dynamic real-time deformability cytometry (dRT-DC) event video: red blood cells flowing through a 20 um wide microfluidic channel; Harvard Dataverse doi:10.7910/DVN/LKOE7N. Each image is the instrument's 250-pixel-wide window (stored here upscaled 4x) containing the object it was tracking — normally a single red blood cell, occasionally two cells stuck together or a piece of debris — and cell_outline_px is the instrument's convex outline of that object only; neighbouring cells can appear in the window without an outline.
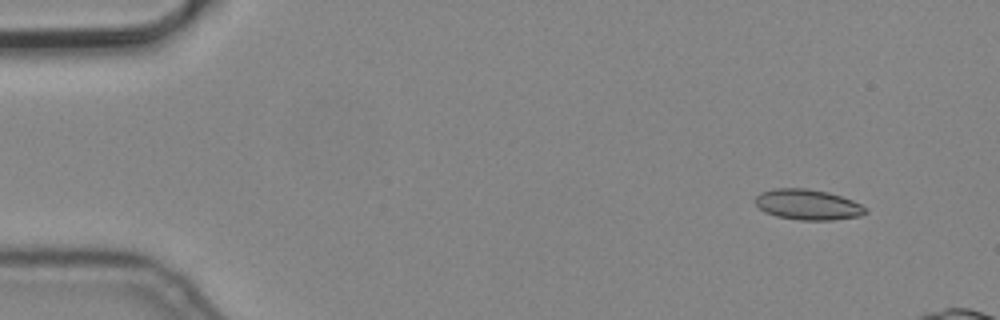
{"species": "common noctule bat (a hibernating species)", "species_latin": "Nyctalus noctula", "temperature_condition": "cold", "stored_images_in_passage": 4, "camera_frame_rate_fps": 3000, "um_per_image_px": 0.085, "animal": {"sex": "male", "body_mass_g": 19.2, "forearm_length_mm": 51.8}, "frame": {"image": 1, "passage_image": 1, "time_ms": 0.0, "image_size_px": [1000, 320], "cell_outline_px": [[868, 212], [860, 216], [832, 220], [800, 220], [776, 216], [764, 212], [756, 204], [756, 196], [760, 192], [772, 188], [808, 188], [828, 192], [852, 200], [868, 208]], "centroid_in_image_um": [68.67, 17.39], "position_along_channel_um": 16.3, "area_um2": 19.71}}